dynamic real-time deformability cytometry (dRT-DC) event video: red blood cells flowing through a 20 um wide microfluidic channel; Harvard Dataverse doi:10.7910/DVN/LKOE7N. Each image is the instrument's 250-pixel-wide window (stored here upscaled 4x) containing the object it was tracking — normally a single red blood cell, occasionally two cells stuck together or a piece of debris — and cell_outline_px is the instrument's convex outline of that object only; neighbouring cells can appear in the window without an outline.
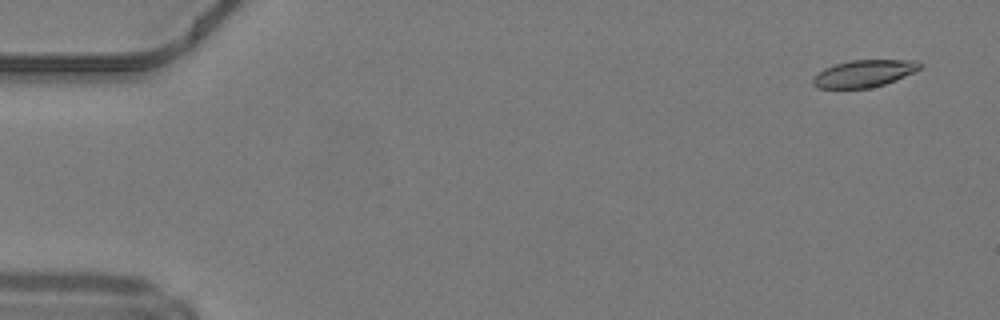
{"species": "common noctule bat (a hibernating species)", "species_latin": "Nyctalus noctula", "temperature_condition": "warm", "stored_images_in_passage": 50, "camera_frame_rate_fps": 3000, "um_per_image_px": 0.085, "animal": {"sex": "male", "body_mass_g": 19.2, "forearm_length_mm": 51.8}, "frame": {"image": 1, "passage_image": 3, "time_ms": 0.667, "image_size_px": [1000, 320], "cell_outline_px": [[924, 64], [920, 68], [896, 80], [884, 84], [868, 88], [816, 88], [812, 84], [812, 80], [824, 68], [832, 64], [852, 60], [916, 60]], "centroid_in_image_um": [73.43, 6.24], "position_along_channel_um": 11.6, "area_um2": 16.82}}
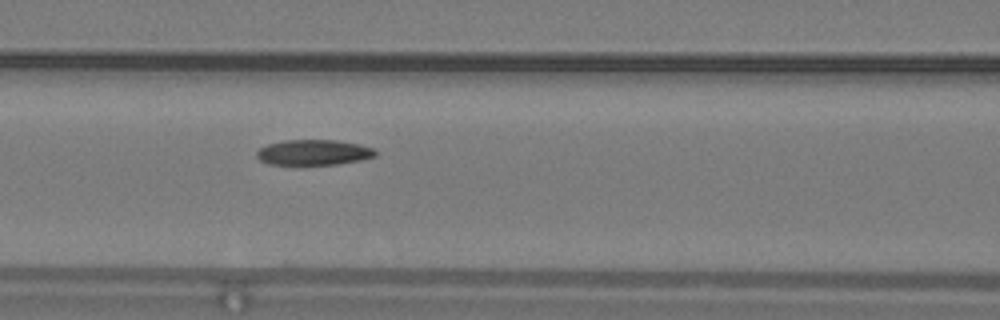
{"frame": {"image": 2, "passage_image": 22, "time_ms": 7.0, "image_size_px": [1000, 320], "cell_outline_px": [[376, 156], [360, 160], [336, 164], [300, 168], [268, 164], [260, 160], [256, 156], [256, 152], [260, 148], [268, 144], [284, 140], [336, 140], [360, 144], [372, 148], [376, 152]], "centroid_in_image_um": [26.59, 13.0], "position_along_channel_um": 140.0, "area_um2": 18.44}}
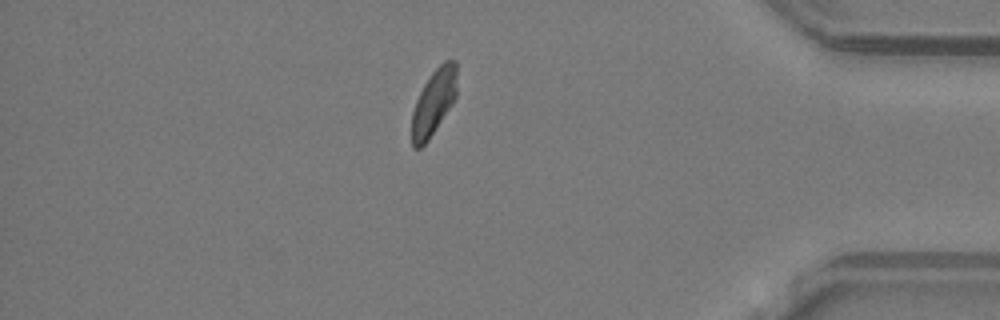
{"frame": {"image": 3, "passage_image": 43, "time_ms": 14.0, "image_size_px": [1000, 320], "cell_outline_px": [[456, 96], [428, 140], [420, 148], [412, 148], [412, 112], [416, 100], [424, 84], [432, 72], [444, 60], [456, 60]], "centroid_in_image_um": [36.85, 8.67], "position_along_channel_um": 398.4, "area_um2": 16.94}}